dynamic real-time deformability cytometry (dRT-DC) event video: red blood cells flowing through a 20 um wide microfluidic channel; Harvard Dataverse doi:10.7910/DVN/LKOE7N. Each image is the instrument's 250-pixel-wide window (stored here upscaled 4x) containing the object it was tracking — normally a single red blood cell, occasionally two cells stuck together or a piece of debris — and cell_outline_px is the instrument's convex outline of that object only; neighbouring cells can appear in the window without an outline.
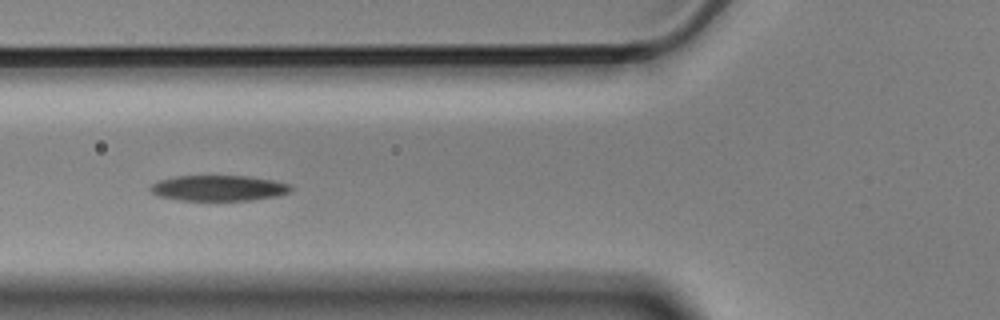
{"species": "Egyptian fruit bat (a non-hibernating species)", "species_latin": "Rousettus aegyptiacus", "temperature_condition": "cold", "stored_images_in_passage": 10, "camera_frame_rate_fps": 3000, "um_per_image_px": 0.085, "animal": {"sex": "male"}, "frame": {"image": 1, "passage_image": 6, "time_ms": 1.667, "image_size_px": [1000, 320], "cell_outline_px": [[292, 192], [276, 196], [252, 200], [180, 200], [156, 196], [148, 188], [156, 180], [176, 176], [248, 176], [272, 180], [288, 184], [292, 188]], "centroid_in_image_um": [18.54, 15.99], "position_along_channel_um": 107.3, "area_um2": 21.04}}
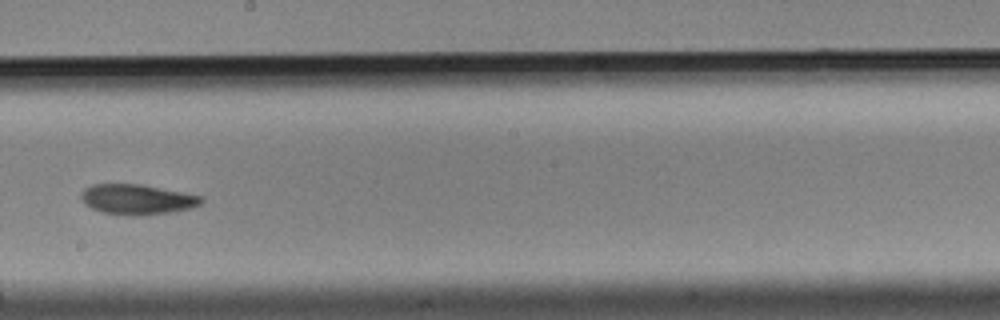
{"frame": {"image": 2, "passage_image": 9, "time_ms": 2.667, "image_size_px": [1000, 320], "cell_outline_px": [[204, 200], [200, 204], [192, 208], [168, 212], [140, 216], [132, 216], [104, 212], [92, 208], [84, 204], [80, 200], [80, 192], [84, 188], [92, 184], [140, 184], [204, 196]], "centroid_in_image_um": [11.64, 16.94], "position_along_channel_um": 236.6, "area_um2": 21.27}}
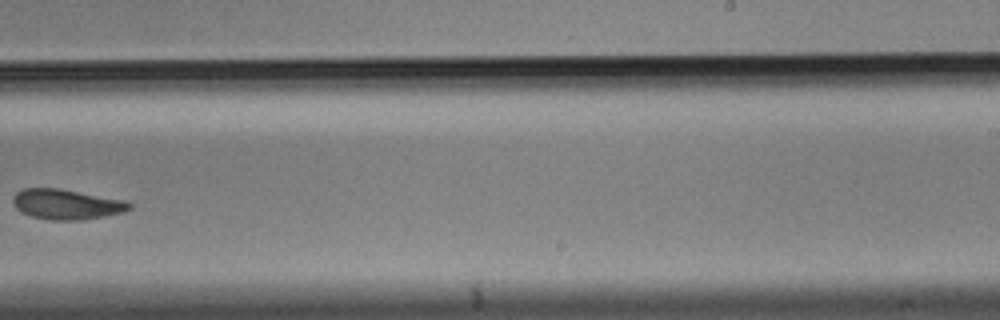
{"frame": {"image": 3, "passage_image": 10, "time_ms": 3.0, "image_size_px": [1000, 320], "cell_outline_px": [[132, 208], [124, 212], [104, 216], [80, 220], [48, 220], [32, 216], [20, 212], [12, 204], [12, 196], [16, 192], [24, 188], [60, 188], [124, 200], [132, 204]], "centroid_in_image_um": [5.62, 17.36], "position_along_channel_um": 283.4, "area_um2": 20.63}}